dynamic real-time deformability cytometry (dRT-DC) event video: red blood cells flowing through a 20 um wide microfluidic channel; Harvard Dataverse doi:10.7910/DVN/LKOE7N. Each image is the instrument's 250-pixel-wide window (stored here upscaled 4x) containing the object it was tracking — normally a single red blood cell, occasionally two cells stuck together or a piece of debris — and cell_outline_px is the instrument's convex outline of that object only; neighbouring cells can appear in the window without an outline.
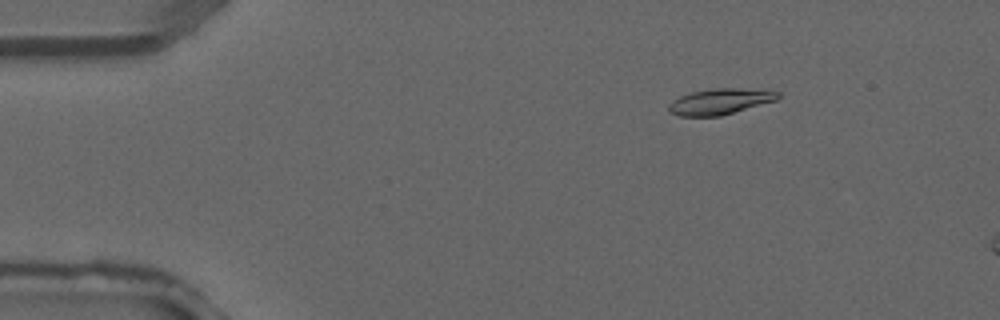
{"species": "common noctule bat (a hibernating species)", "species_latin": "Nyctalus noctula", "temperature_condition": "warm", "stored_images_in_passage": 3, "camera_frame_rate_fps": 3000, "um_per_image_px": 0.085, "animal": {"sex": "male", "forearm_length_mm": 52.5}, "frame": {"image": 1, "passage_image": 3, "time_ms": 0.667, "image_size_px": [1000, 320], "cell_outline_px": [[780, 96], [776, 100], [720, 116], [680, 116], [668, 112], [668, 104], [672, 100], [680, 96], [692, 92], [712, 88], [764, 88], [780, 92]], "centroid_in_image_um": [61.23, 8.61], "position_along_channel_um": 23.8, "area_um2": 16.7}}